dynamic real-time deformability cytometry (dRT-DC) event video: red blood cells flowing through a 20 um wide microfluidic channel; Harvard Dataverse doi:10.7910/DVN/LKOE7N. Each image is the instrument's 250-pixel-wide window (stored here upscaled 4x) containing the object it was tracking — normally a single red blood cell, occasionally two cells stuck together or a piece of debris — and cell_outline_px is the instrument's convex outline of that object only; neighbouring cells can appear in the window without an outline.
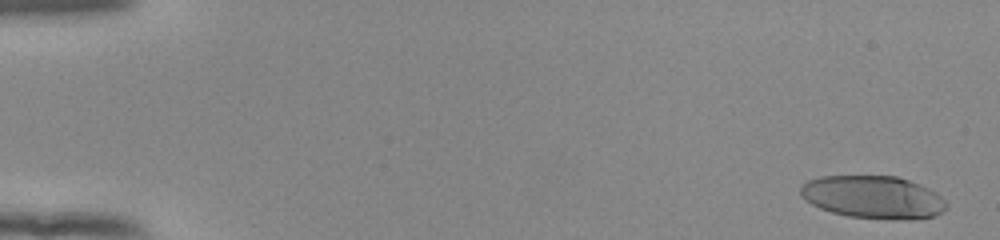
{"species": "human", "species_latin": "Homo sapiens", "temperature_condition": "room temperature", "stored_images_in_passage": 53, "camera_frame_rate_fps": 3000, "um_per_image_px": 0.085, "donor": {"sex": "female"}, "frame": {"image": 1, "passage_image": 1, "time_ms": 0.0, "image_size_px": [1000, 240], "cell_outline_px": [[948, 208], [936, 216], [912, 220], [892, 220], [848, 216], [832, 212], [820, 208], [804, 200], [800, 196], [800, 184], [808, 180], [820, 176], [896, 176], [920, 184], [936, 192], [948, 204]], "centroid_in_image_um": [74.22, 16.77], "position_along_channel_um": 10.8, "area_um2": 36.82}}
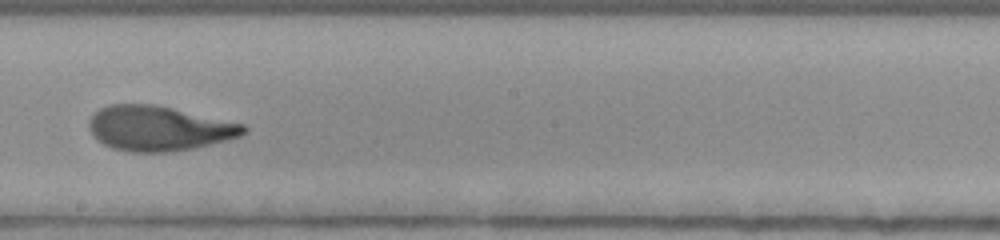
{"frame": {"image": 2, "passage_image": 31, "time_ms": 10.0, "image_size_px": [1000, 240], "cell_outline_px": [[248, 132], [240, 136], [228, 140], [196, 148], [172, 152], [128, 152], [112, 148], [104, 144], [88, 128], [88, 120], [100, 108], [108, 104], [156, 104], [244, 124], [248, 128]], "centroid_in_image_um": [13.53, 10.91], "position_along_channel_um": 234.7, "area_um2": 40.63}}
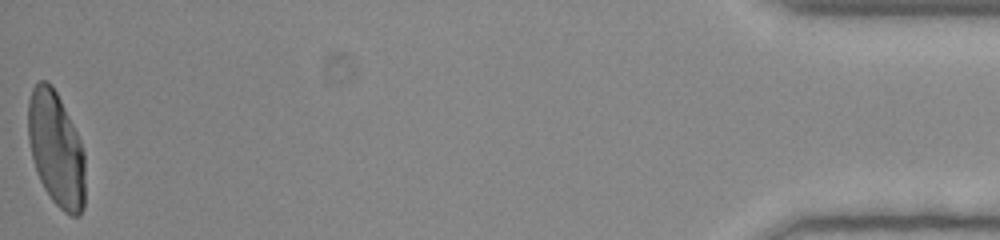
{"frame": {"image": 3, "passage_image": 53, "time_ms": 17.333, "image_size_px": [1000, 240], "cell_outline_px": [[84, 208], [80, 216], [72, 216], [64, 212], [52, 200], [44, 188], [36, 172], [28, 140], [28, 100], [32, 88], [40, 80], [44, 80], [52, 84], [80, 140], [84, 152]], "centroid_in_image_um": [4.76, 12.69], "position_along_channel_um": 430.4, "area_um2": 37.97}, "authors_computed_cell_mechanics": {"area_um2": 39.1306, "velocity_mm_per_s": 3.8814, "shape_relaxation_time_tau1_ms": 6.7208, "shape_relaxation_time_tau2_ms": 1.4204, "deformation_change_tau1": 0.2986, "deformation_change_tau2": 0.0629}}